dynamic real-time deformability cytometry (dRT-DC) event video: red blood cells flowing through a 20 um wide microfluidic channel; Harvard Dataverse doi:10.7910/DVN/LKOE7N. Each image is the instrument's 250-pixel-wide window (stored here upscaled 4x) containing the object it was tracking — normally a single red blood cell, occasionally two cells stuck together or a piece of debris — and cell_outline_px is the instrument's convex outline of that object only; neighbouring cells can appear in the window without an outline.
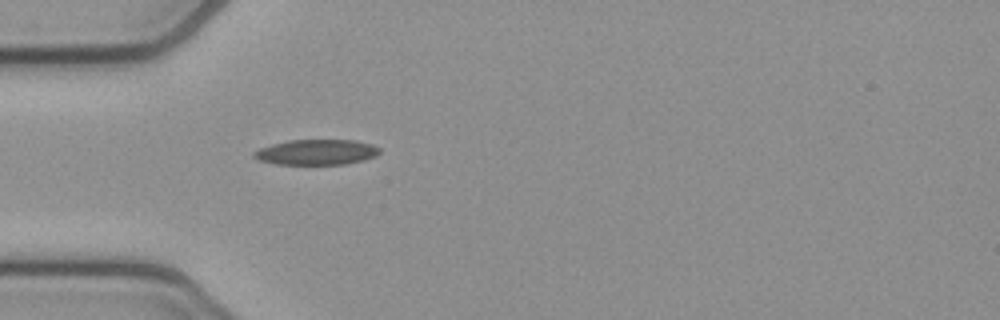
{"species": "common noctule bat (a hibernating species)", "species_latin": "Nyctalus noctula", "temperature_condition": "cold", "stored_images_in_passage": 31, "camera_frame_rate_fps": 3000, "um_per_image_px": 0.085, "animal": {"sex": "female", "body_mass_g": 21.9}, "frame": {"image": 1, "passage_image": 1, "time_ms": 0.0, "image_size_px": [1000, 320], "cell_outline_px": [[380, 152], [376, 156], [364, 160], [344, 164], [276, 164], [260, 160], [252, 156], [252, 152], [260, 148], [272, 144], [288, 140], [356, 140], [372, 144], [380, 148]], "centroid_in_image_um": [26.91, 12.93], "position_along_channel_um": 58.1, "area_um2": 18.61}}
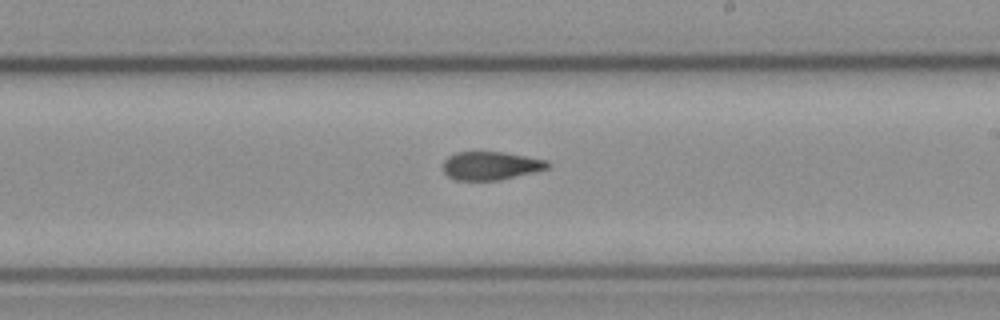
{"frame": {"image": 2, "passage_image": 16, "time_ms": 5.0, "image_size_px": [1000, 320], "cell_outline_px": [[552, 164], [548, 168], [500, 180], [456, 180], [448, 176], [444, 172], [444, 160], [448, 156], [456, 152], [504, 152], [548, 160]], "centroid_in_image_um": [41.72, 14.08], "position_along_channel_um": 247.3, "area_um2": 17.22}}
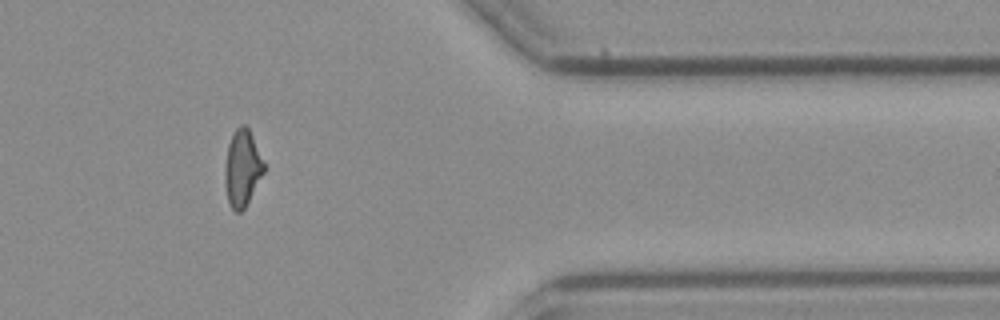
{"frame": {"image": 3, "passage_image": 29, "time_ms": 9.333, "image_size_px": [1000, 320], "cell_outline_px": [[264, 172], [244, 208], [240, 212], [236, 212], [232, 208], [228, 200], [224, 180], [224, 168], [228, 144], [236, 128], [240, 124], [244, 124], [248, 128], [252, 136], [264, 164]], "centroid_in_image_um": [20.57, 14.28], "position_along_channel_um": 390.8, "area_um2": 17.05}, "authors_computed_cell_mechanics": {"area_um2": 18.0336, "velocity_mm_per_s": 3.8448, "shape_relaxation_time_tau1_ms": null, "shape_relaxation_time_tau2_ms": 3.2721, "deformation_change_tau1": null, "deformation_change_tau2": 0.0981}}